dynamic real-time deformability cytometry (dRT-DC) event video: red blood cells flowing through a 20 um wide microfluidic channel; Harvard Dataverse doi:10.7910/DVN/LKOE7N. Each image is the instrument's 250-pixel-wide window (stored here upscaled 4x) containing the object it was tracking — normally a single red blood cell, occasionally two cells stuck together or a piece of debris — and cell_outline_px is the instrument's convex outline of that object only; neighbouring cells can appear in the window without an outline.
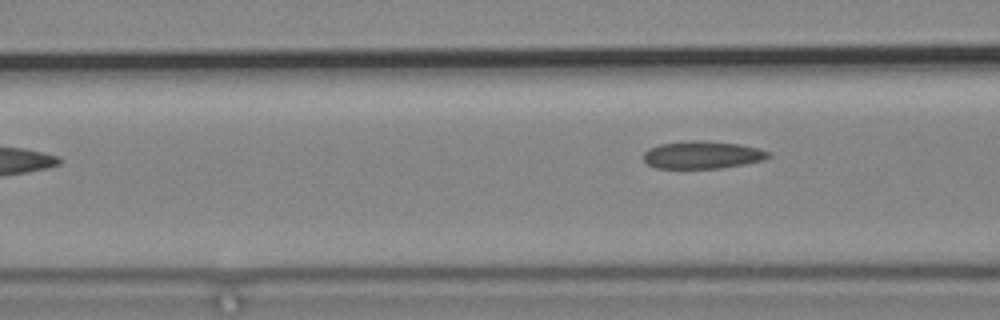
{"species": "common noctule bat (a hibernating species)", "species_latin": "Nyctalus noctula", "temperature_condition": "cold", "stored_images_in_passage": 5, "camera_frame_rate_fps": 3000, "um_per_image_px": 0.085, "animal": {"sex": "male", "body_mass_g": 19.2, "forearm_length_mm": 51.8}, "frame": {"image": 1, "passage_image": 5, "time_ms": 4.667, "image_size_px": [1000, 320], "cell_outline_px": [[772, 156], [764, 160], [744, 164], [720, 168], [656, 168], [648, 164], [644, 160], [644, 152], [648, 148], [660, 144], [692, 140], [708, 140], [740, 144], [760, 148], [772, 152]], "centroid_in_image_um": [59.75, 13.15], "position_along_channel_um": 106.8, "area_um2": 20.35}}